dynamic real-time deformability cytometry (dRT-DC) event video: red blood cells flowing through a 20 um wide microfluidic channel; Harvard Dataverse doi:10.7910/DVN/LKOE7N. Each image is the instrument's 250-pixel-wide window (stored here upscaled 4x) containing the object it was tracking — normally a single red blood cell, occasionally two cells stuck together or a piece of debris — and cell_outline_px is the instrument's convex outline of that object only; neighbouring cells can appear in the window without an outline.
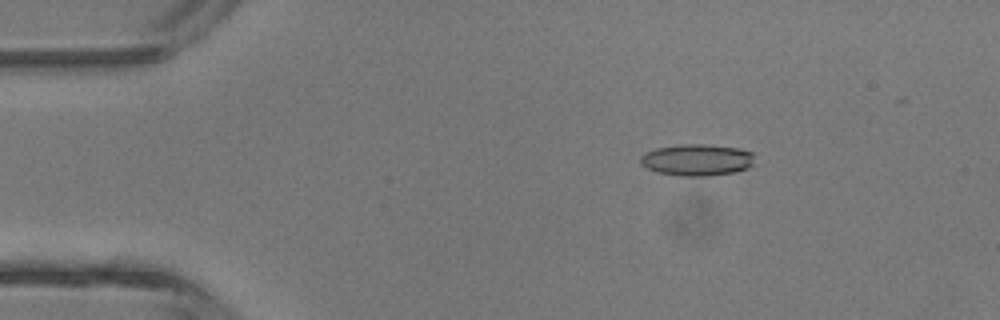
{"species": "common noctule bat (a hibernating species)", "species_latin": "Nyctalus noctula", "temperature_condition": "room temperature", "stored_images_in_passage": 5, "camera_frame_rate_fps": 3000, "um_per_image_px": 0.085, "animal": {"sex": "male", "body_mass_g": 13.3}, "frame": {"image": 1, "passage_image": 2, "time_ms": 1.0, "image_size_px": [1000, 320], "cell_outline_px": [[752, 164], [748, 168], [736, 172], [708, 176], [680, 176], [656, 172], [640, 164], [640, 156], [644, 152], [656, 148], [680, 144], [704, 144], [740, 148], [752, 152]], "centroid_in_image_um": [59.21, 13.59], "position_along_channel_um": 25.8, "area_um2": 21.21}}
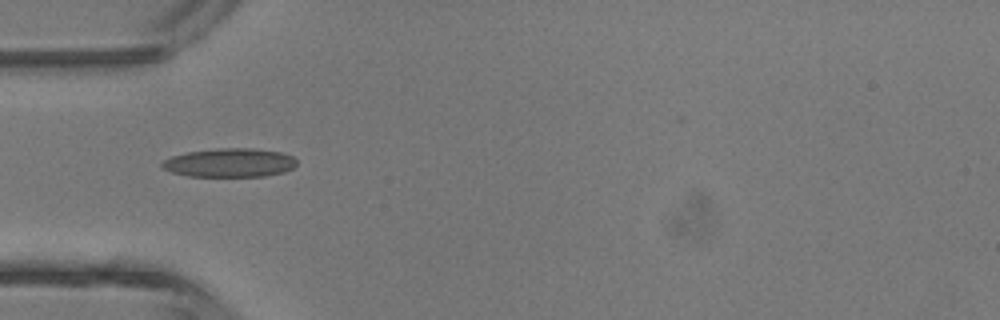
{"frame": {"image": 2, "passage_image": 4, "time_ms": 3.333, "image_size_px": [1000, 320], "cell_outline_px": [[296, 164], [292, 168], [284, 172], [264, 176], [188, 176], [172, 172], [164, 168], [160, 164], [164, 160], [172, 156], [188, 152], [220, 148], [252, 148], [280, 152], [292, 156], [296, 160]], "centroid_in_image_um": [19.53, 13.83], "position_along_channel_um": 65.5, "area_um2": 22.37}}
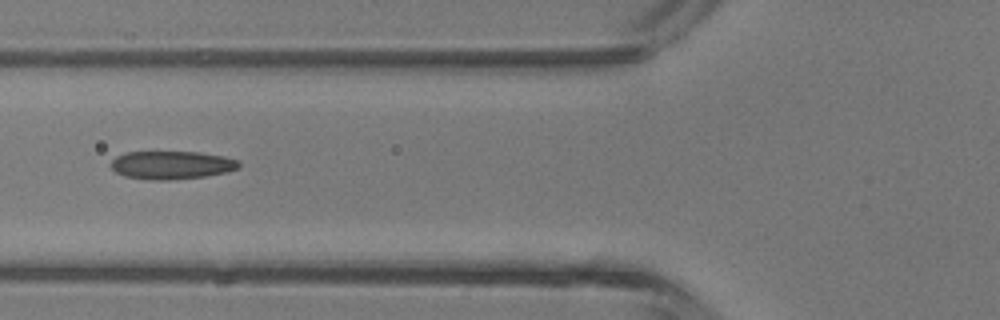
{"frame": {"image": 3, "passage_image": 5, "time_ms": 4.333, "image_size_px": [1000, 320], "cell_outline_px": [[240, 168], [228, 172], [204, 176], [172, 180], [152, 180], [124, 176], [116, 172], [112, 168], [112, 160], [116, 156], [124, 152], [200, 152], [224, 156], [240, 160]], "centroid_in_image_um": [14.63, 14.03], "position_along_channel_um": 111.2, "area_um2": 21.15}}